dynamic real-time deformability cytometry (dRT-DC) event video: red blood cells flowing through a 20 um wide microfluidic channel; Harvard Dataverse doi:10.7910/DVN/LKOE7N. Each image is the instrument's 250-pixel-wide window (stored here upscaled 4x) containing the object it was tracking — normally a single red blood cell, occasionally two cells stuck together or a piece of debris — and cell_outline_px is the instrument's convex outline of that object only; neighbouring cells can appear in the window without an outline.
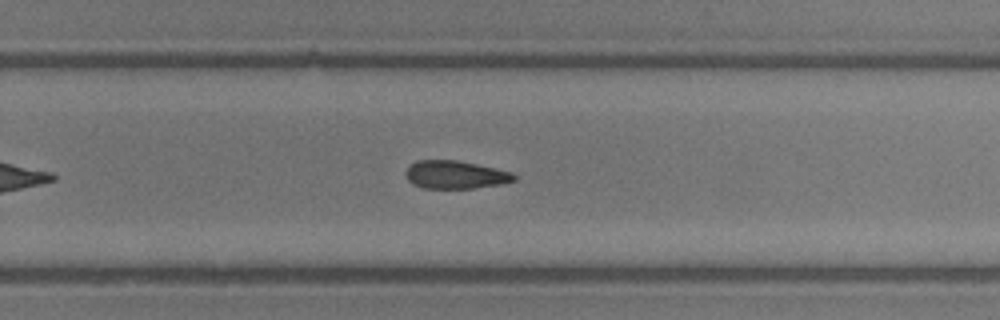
{"species": "common noctule bat (a hibernating species)", "species_latin": "Nyctalus noctula", "temperature_condition": "room temperature", "stored_images_in_passage": 19, "camera_frame_rate_fps": 3000, "um_per_image_px": 0.085, "animal": {"sex": "male", "body_mass_g": 13.3}, "frame": {"image": 1, "passage_image": 16, "time_ms": 5.0, "image_size_px": [1000, 320], "cell_outline_px": [[516, 180], [500, 184], [472, 188], [424, 188], [412, 184], [408, 180], [404, 172], [416, 160], [456, 160], [496, 168], [512, 172], [516, 176]], "centroid_in_image_um": [38.7, 14.85], "position_along_channel_um": 291.1, "area_um2": 17.63}}